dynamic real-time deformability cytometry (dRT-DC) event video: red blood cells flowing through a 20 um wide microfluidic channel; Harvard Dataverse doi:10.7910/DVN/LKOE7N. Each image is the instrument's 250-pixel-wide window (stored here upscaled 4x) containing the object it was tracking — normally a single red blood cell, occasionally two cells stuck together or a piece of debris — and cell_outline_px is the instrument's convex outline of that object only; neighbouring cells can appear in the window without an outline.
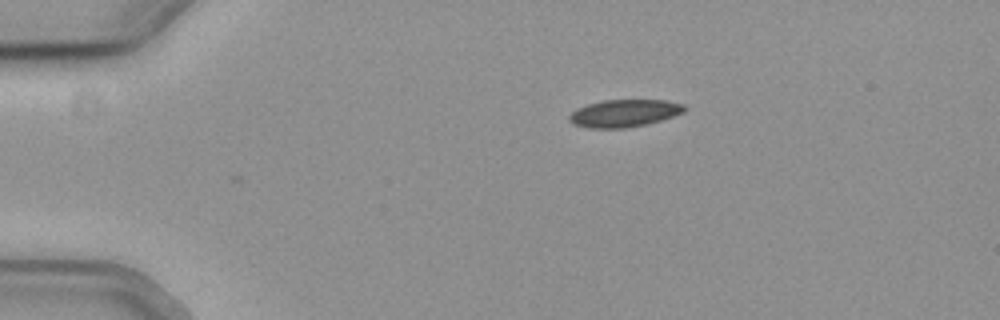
{"species": "common noctule bat (a hibernating species)", "species_latin": "Nyctalus noctula", "temperature_condition": "cold", "stored_images_in_passage": 7, "camera_frame_rate_fps": 3000, "um_per_image_px": 0.085, "animal": {"sex": "female", "body_mass_g": 19.3, "forearm_length_mm": 54.1}, "frame": {"image": 1, "passage_image": 1, "time_ms": 0.0, "image_size_px": [1000, 320], "cell_outline_px": [[688, 108], [684, 112], [660, 120], [644, 124], [624, 128], [588, 128], [572, 124], [568, 120], [568, 116], [576, 108], [588, 104], [604, 100], [668, 100], [684, 104]], "centroid_in_image_um": [53.04, 9.62], "position_along_channel_um": 32.0, "area_um2": 18.44}}